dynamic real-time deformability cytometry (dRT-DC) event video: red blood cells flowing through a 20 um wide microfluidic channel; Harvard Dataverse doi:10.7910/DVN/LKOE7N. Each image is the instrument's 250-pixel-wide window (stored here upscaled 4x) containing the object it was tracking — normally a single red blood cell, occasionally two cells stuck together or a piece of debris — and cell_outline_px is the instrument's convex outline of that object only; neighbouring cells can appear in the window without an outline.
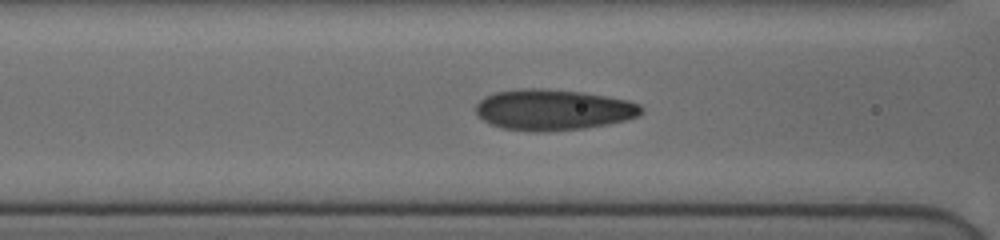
{"species": "human", "species_latin": "Homo sapiens", "temperature_condition": "cold", "stored_images_in_passage": 40, "camera_frame_rate_fps": 3000, "um_per_image_px": 0.085, "donor": {"sex": "female"}, "frame": {"image": 1, "passage_image": 19, "time_ms": 8.333, "image_size_px": [1000, 240], "cell_outline_px": [[644, 108], [636, 116], [624, 120], [608, 124], [584, 128], [500, 128], [484, 120], [476, 112], [476, 104], [484, 96], [496, 92], [524, 88], [540, 88], [580, 92], [608, 96], [628, 100], [640, 104]], "centroid_in_image_um": [47.04, 9.27], "position_along_channel_um": 119.6, "area_um2": 37.97}}
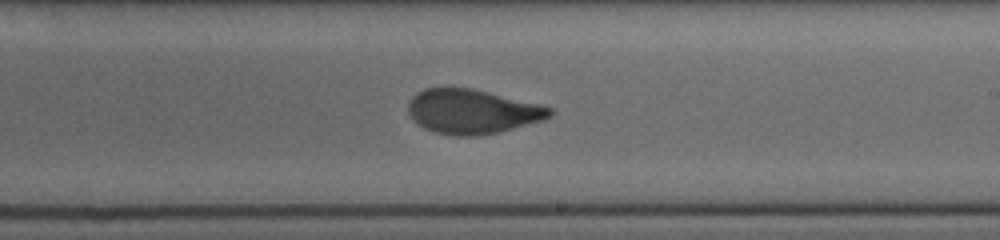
{"frame": {"image": 2, "passage_image": 30, "time_ms": 11.667, "image_size_px": [1000, 240], "cell_outline_px": [[552, 116], [544, 120], [500, 132], [476, 136], [456, 136], [436, 132], [424, 128], [408, 112], [408, 104], [412, 96], [416, 92], [424, 88], [472, 88], [540, 104], [552, 108]], "centroid_in_image_um": [40.17, 9.48], "position_along_channel_um": 248.8, "area_um2": 36.59}}
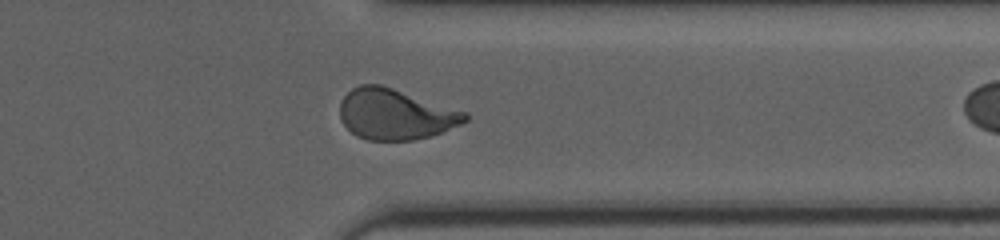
{"frame": {"image": 3, "passage_image": 39, "time_ms": 15.0, "image_size_px": [1000, 240], "cell_outline_px": [[468, 120], [460, 124], [440, 132], [428, 136], [412, 140], [368, 140], [356, 136], [340, 120], [340, 104], [344, 96], [352, 88], [360, 84], [380, 84], [468, 112]], "centroid_in_image_um": [33.59, 9.7], "position_along_channel_um": 377.8, "area_um2": 36.76}}